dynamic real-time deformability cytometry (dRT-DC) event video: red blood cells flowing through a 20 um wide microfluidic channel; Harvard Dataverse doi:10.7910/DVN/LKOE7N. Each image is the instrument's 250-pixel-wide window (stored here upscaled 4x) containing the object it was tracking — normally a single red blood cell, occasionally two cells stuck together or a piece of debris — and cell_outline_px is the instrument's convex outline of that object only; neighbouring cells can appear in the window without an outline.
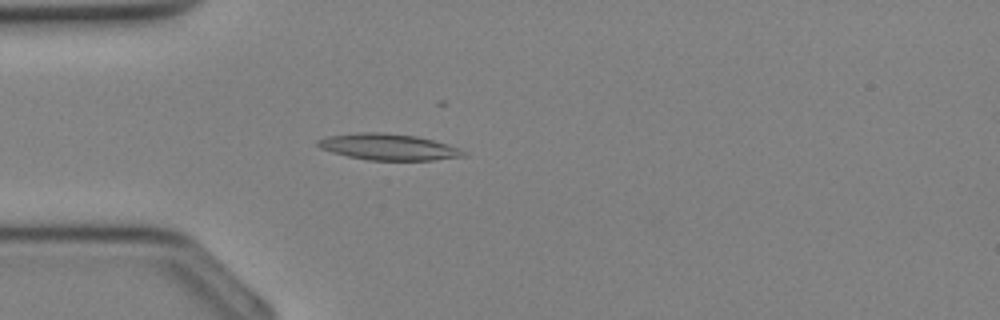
{"species": "Egyptian fruit bat (a non-hibernating species)", "species_latin": "Rousettus aegyptiacus", "temperature_condition": "cold", "stored_images_in_passage": 31, "camera_frame_rate_fps": 3000, "um_per_image_px": 0.085, "animal": {"sex": "female"}, "frame": {"image": 1, "passage_image": 6, "time_ms": 1.667, "image_size_px": [1000, 320], "cell_outline_px": [[468, 156], [432, 160], [368, 160], [348, 156], [332, 152], [320, 148], [316, 144], [316, 140], [328, 136], [360, 132], [380, 132], [416, 136], [432, 140], [468, 152]], "centroid_in_image_um": [32.99, 12.49], "position_along_channel_um": 52.0, "area_um2": 22.14}}
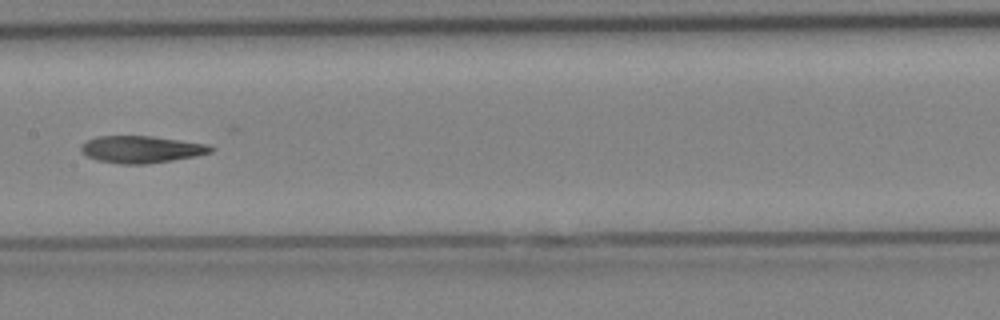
{"frame": {"image": 2, "passage_image": 14, "time_ms": 4.333, "image_size_px": [1000, 320], "cell_outline_px": [[216, 148], [212, 152], [196, 156], [172, 160], [144, 164], [120, 164], [96, 160], [88, 156], [80, 148], [80, 144], [96, 136], [152, 136], [208, 144]], "centroid_in_image_um": [12.03, 12.69], "position_along_channel_um": 195.4, "area_um2": 20.46}}
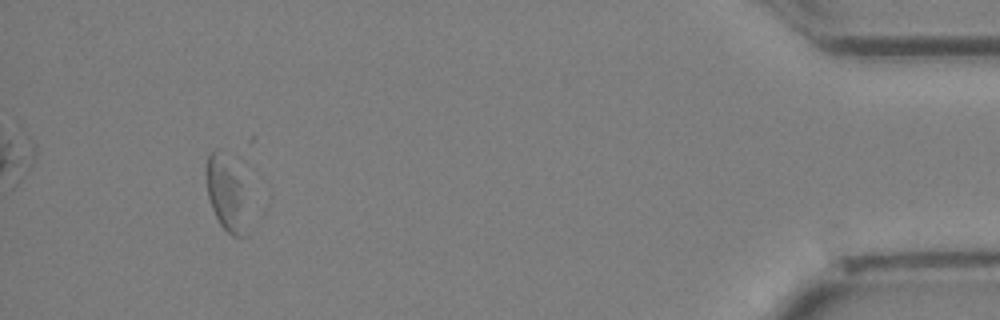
{"frame": {"image": 3, "passage_image": 29, "time_ms": 9.333, "image_size_px": [1000, 320], "cell_outline_px": [[244, 236], [232, 236], [220, 224], [212, 208], [208, 196], [204, 172], [204, 168], [208, 152], [212, 148], [216, 148], [240, 184]], "centroid_in_image_um": [19.04, 16.44], "position_along_channel_um": 416.2, "area_um2": 15.95}}